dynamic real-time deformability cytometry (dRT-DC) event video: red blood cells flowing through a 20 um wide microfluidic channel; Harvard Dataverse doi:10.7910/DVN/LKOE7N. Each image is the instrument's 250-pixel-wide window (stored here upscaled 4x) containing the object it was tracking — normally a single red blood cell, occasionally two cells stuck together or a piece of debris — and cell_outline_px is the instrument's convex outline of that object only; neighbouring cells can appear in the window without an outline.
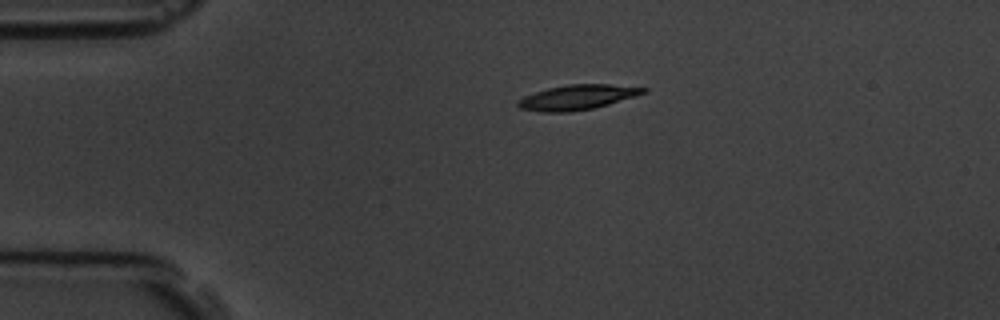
{"species": "common noctule bat (a hibernating species)", "species_latin": "Nyctalus noctula", "temperature_condition": "room temperature", "stored_images_in_passage": 2, "camera_frame_rate_fps": 3000, "um_per_image_px": 0.085, "animal": {"sex": "male", "body_mass_g": 19.5, "forearm_length_mm": 54.6}, "frame": {"image": 1, "passage_image": 1, "time_ms": 0.0, "image_size_px": [1000, 320], "cell_outline_px": [[648, 92], [636, 96], [608, 104], [592, 108], [568, 112], [540, 112], [520, 108], [516, 104], [516, 100], [524, 96], [548, 88], [568, 84], [608, 84], [648, 88]], "centroid_in_image_um": [49.06, 8.26], "position_along_channel_um": 35.9, "area_um2": 18.15}}